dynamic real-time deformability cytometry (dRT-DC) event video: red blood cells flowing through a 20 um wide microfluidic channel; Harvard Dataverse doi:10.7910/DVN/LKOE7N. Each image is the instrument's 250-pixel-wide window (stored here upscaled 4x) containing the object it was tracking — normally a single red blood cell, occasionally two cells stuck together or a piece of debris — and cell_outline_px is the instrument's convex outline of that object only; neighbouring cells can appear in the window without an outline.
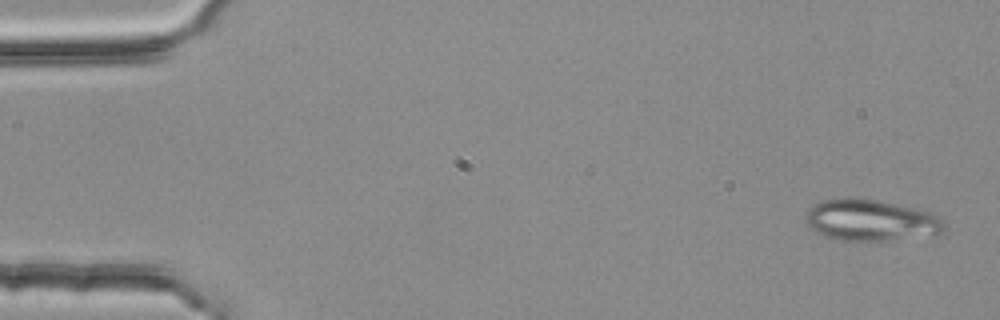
{"species": "common noctule bat (a hibernating species)", "species_latin": "Nyctalus noctula", "temperature_condition": "room temperature", "stored_images_in_passage": 5, "camera_frame_rate_fps": 3000, "um_per_image_px": 0.085, "animal": {"sex": "female", "body_mass_g": 25.1}, "frame": {"image": 1, "passage_image": 1, "time_ms": 0.0, "image_size_px": [1000, 320], "cell_outline_px": [[944, 232], [936, 236], [868, 244], [840, 240], [824, 236], [808, 228], [804, 220], [804, 216], [808, 208], [812, 204], [824, 200], [844, 196], [852, 196], [876, 200], [932, 212], [944, 220]], "centroid_in_image_um": [74.01, 18.77], "position_along_channel_um": 11.0, "area_um2": 35.26}}